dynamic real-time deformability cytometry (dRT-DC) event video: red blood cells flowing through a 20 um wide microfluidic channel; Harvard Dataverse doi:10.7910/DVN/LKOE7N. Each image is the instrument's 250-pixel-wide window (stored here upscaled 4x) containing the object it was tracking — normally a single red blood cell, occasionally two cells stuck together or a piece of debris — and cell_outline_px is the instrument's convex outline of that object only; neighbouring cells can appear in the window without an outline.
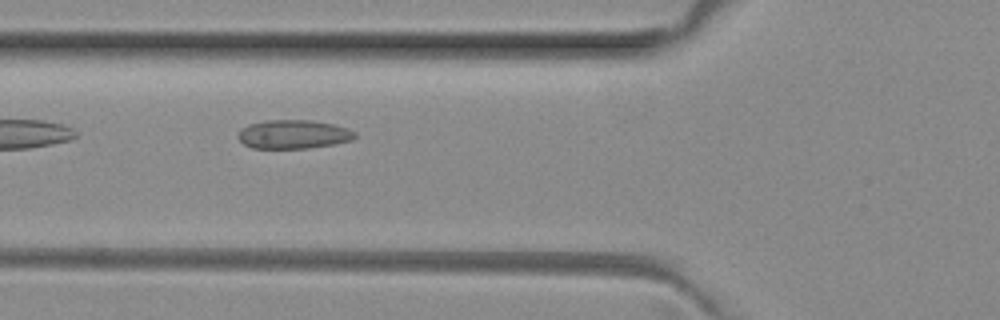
{"species": "common noctule bat (a hibernating species)", "species_latin": "Nyctalus noctula", "temperature_condition": "room temperature", "stored_images_in_passage": 4, "camera_frame_rate_fps": 3000, "um_per_image_px": 0.085, "animal": {"sex": "female", "body_mass_g": 29.2, "forearm_length_mm": 56.3}, "frame": {"image": 1, "passage_image": 2, "time_ms": 0.333, "image_size_px": [1000, 320], "cell_outline_px": [[356, 136], [352, 140], [332, 144], [308, 148], [252, 148], [244, 144], [236, 136], [240, 128], [248, 124], [264, 120], [312, 120], [332, 124], [348, 128], [356, 132]], "centroid_in_image_um": [24.9, 11.4], "position_along_channel_um": 100.9, "area_um2": 19.71}}
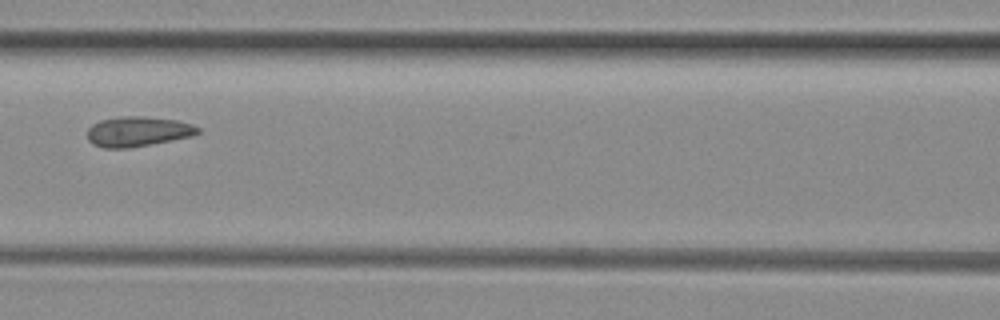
{"frame": {"image": 2, "passage_image": 3, "time_ms": 0.667, "image_size_px": [1000, 320], "cell_outline_px": [[200, 132], [192, 136], [148, 144], [124, 148], [104, 148], [92, 144], [88, 140], [88, 128], [92, 124], [100, 120], [120, 116], [144, 116], [176, 120], [192, 124], [200, 128]], "centroid_in_image_um": [11.69, 11.16], "position_along_channel_um": 154.9, "area_um2": 19.19}}
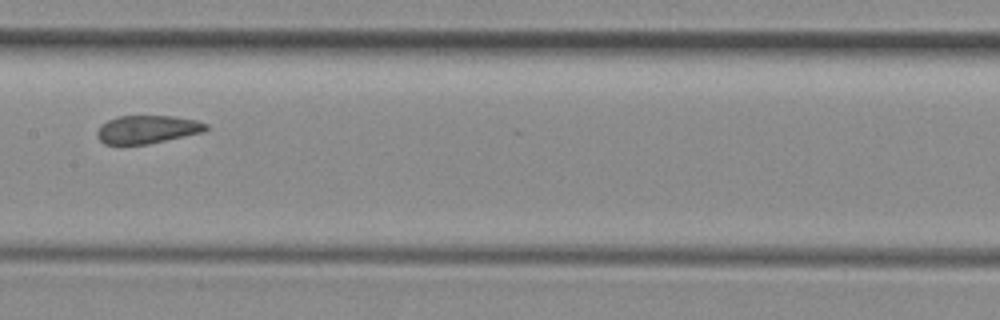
{"frame": {"image": 3, "passage_image": 4, "time_ms": 1.0, "image_size_px": [1000, 320], "cell_outline_px": [[208, 128], [204, 132], [148, 144], [104, 144], [96, 136], [96, 132], [100, 124], [108, 120], [120, 116], [172, 116], [196, 120], [208, 124]], "centroid_in_image_um": [12.51, 11.0], "position_along_channel_um": 194.9, "area_um2": 17.86}}